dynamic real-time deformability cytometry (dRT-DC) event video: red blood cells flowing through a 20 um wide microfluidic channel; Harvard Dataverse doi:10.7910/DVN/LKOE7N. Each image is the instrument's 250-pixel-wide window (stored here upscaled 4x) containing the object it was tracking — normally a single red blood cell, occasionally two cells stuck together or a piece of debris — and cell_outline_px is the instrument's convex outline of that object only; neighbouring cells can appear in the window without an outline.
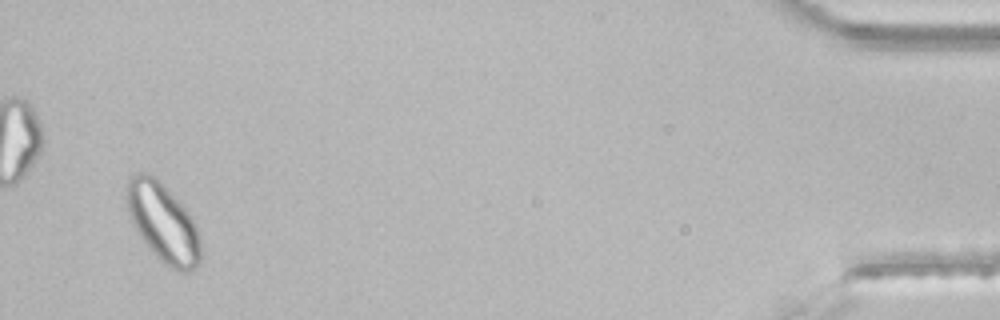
{"species": "common noctule bat (a hibernating species)", "species_latin": "Nyctalus noctula", "temperature_condition": "room temperature", "stored_images_in_passage": 40, "segment_of_instrument_passage": [2, 2], "camera_frame_rate_fps": 3000, "um_per_image_px": 0.085, "animal": {"sex": "male", "body_mass_g": 21.5, "forearm_length_mm": 52.0}, "frame": {"image": 1, "passage_image": 39, "time_ms": 12.667, "image_size_px": [1000, 320], "cell_outline_px": [[200, 260], [188, 272], [180, 272], [168, 268], [148, 248], [140, 236], [128, 212], [124, 196], [124, 188], [128, 180], [136, 172], [144, 172], [156, 176], [180, 200], [192, 216], [196, 224], [200, 240]], "centroid_in_image_um": [13.84, 18.87], "position_along_channel_um": 421.4, "area_um2": 34.56}}